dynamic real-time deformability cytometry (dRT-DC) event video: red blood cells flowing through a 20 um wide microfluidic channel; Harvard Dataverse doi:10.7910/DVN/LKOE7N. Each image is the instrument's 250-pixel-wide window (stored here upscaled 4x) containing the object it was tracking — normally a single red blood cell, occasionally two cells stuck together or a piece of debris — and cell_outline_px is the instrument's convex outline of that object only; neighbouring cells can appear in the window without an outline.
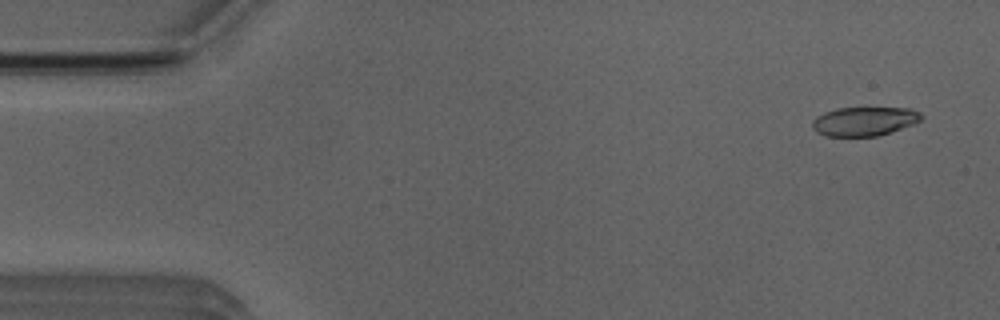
{"species": "Egyptian fruit bat (a non-hibernating species)", "species_latin": "Rousettus aegyptiacus", "temperature_condition": "room temperature", "stored_images_in_passage": 51, "camera_frame_rate_fps": 3000, "um_per_image_px": 0.085, "animal": {"sex": "male"}, "frame": {"image": 1, "passage_image": 3, "time_ms": 0.667, "image_size_px": [1000, 320], "cell_outline_px": [[924, 116], [920, 120], [912, 124], [876, 136], [824, 136], [816, 132], [812, 128], [812, 120], [816, 116], [824, 112], [836, 108], [912, 108], [920, 112]], "centroid_in_image_um": [73.42, 10.3], "position_along_channel_um": 11.6, "area_um2": 18.38}}
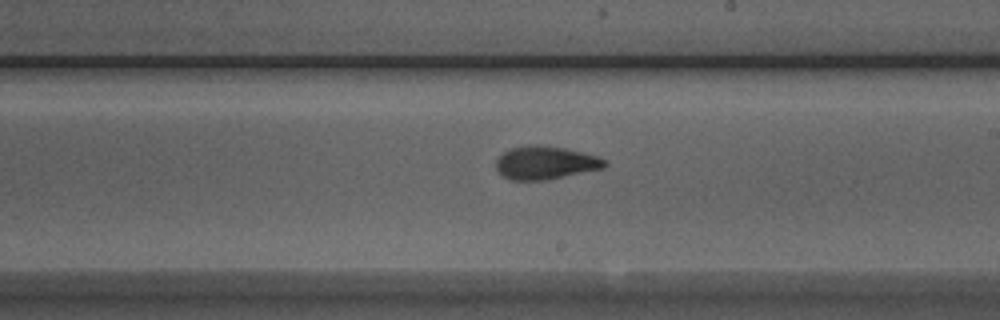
{"frame": {"image": 2, "passage_image": 29, "time_ms": 9.333, "image_size_px": [1000, 320], "cell_outline_px": [[608, 164], [604, 168], [548, 180], [512, 180], [504, 176], [496, 168], [496, 160], [504, 152], [512, 148], [528, 144], [540, 144], [564, 148], [596, 156], [604, 160]], "centroid_in_image_um": [46.36, 13.83], "position_along_channel_um": 242.6, "area_um2": 20.92}}
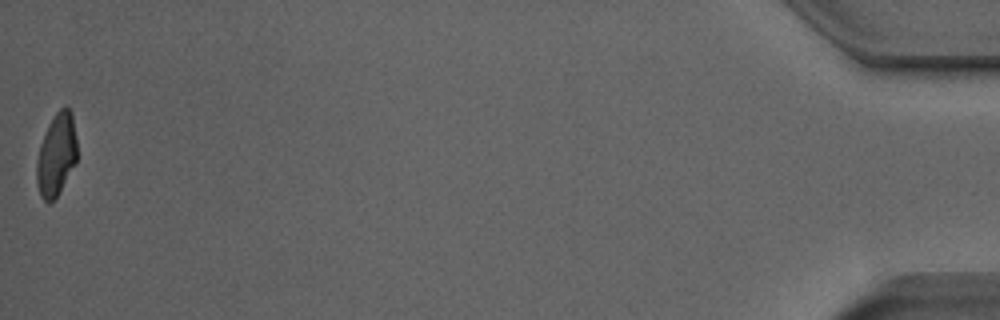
{"frame": {"image": 3, "passage_image": 51, "time_ms": 16.667, "image_size_px": [1000, 320], "cell_outline_px": [[76, 164], [56, 196], [48, 204], [40, 196], [36, 180], [36, 164], [40, 144], [48, 124], [56, 112], [64, 104], [72, 112], [76, 136]], "centroid_in_image_um": [4.79, 13.12], "position_along_channel_um": 430.4, "area_um2": 19.48}, "authors_computed_cell_mechanics": {"area_um2": 20.2878, "velocity_mm_per_s": 4.0081, "shape_relaxation_time_tau1_ms": 4.9679, "shape_relaxation_time_tau2_ms": 1.7897, "deformation_change_tau1": 0.1821, "deformation_change_tau2": 0.0848}}